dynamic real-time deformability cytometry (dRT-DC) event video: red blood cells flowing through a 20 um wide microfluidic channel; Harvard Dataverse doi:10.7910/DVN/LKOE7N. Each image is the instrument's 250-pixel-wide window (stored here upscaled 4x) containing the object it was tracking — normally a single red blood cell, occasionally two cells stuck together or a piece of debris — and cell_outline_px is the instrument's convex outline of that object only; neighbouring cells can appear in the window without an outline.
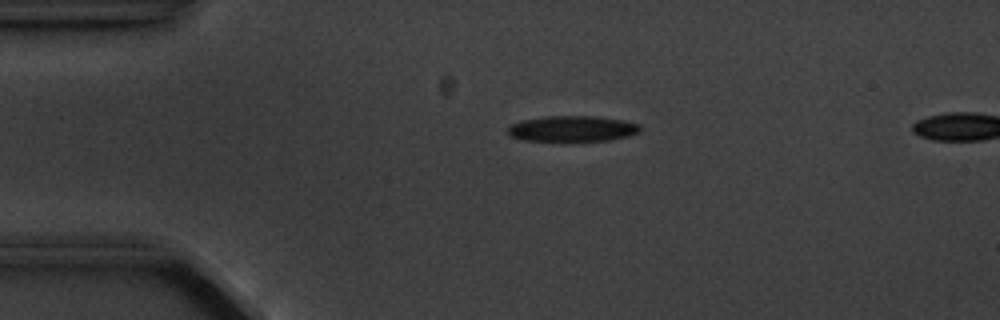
{"species": "common noctule bat (a hibernating species)", "species_latin": "Nyctalus noctula", "temperature_condition": "cold", "stored_images_in_passage": 3, "segment_of_instrument_passage": [1, 2], "camera_frame_rate_fps": 3000, "um_per_image_px": 0.085, "animal": {"sex": "male", "body_mass_g": 20.1, "forearm_length_mm": 53.5}, "frame": {"image": 1, "passage_image": 1, "time_ms": 0.0, "image_size_px": [1000, 320], "cell_outline_px": [[640, 132], [628, 136], [608, 140], [568, 144], [564, 144], [524, 140], [512, 136], [508, 132], [508, 128], [512, 124], [520, 120], [548, 116], [596, 116], [620, 120], [640, 124]], "centroid_in_image_um": [48.63, 10.99], "position_along_channel_um": 36.4, "area_um2": 20.75}}